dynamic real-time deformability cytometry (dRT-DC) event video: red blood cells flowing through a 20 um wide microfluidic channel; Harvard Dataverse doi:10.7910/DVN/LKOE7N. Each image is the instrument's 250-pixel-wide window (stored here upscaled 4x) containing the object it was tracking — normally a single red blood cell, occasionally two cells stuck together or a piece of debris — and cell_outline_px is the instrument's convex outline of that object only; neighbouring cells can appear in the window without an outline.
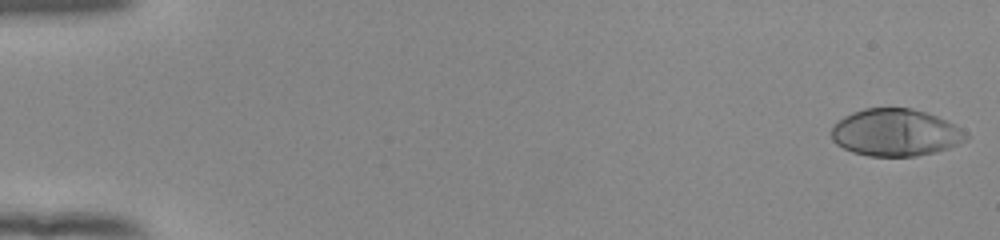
{"species": "human", "species_latin": "Homo sapiens", "temperature_condition": "room temperature", "stored_images_in_passage": 16, "camera_frame_rate_fps": 3000, "um_per_image_px": 0.085, "donor": {"sex": "female"}, "frame": {"image": 1, "passage_image": 1, "time_ms": 0.0, "image_size_px": [1000, 240], "cell_outline_px": [[968, 140], [948, 148], [936, 152], [916, 156], [868, 156], [852, 152], [836, 144], [832, 140], [832, 128], [844, 116], [852, 112], [864, 108], [912, 108], [928, 112], [968, 132]], "centroid_in_image_um": [76.13, 11.27], "position_along_channel_um": 8.9, "area_um2": 37.05}}
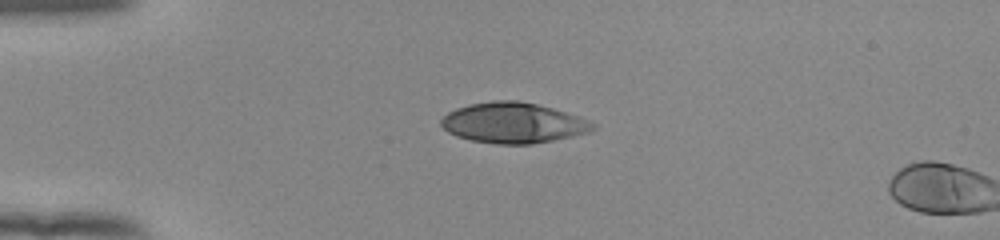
{"frame": {"image": 2, "passage_image": 14, "time_ms": 4.333, "image_size_px": [1000, 240], "cell_outline_px": [[596, 128], [588, 132], [572, 136], [532, 144], [496, 144], [472, 140], [456, 136], [448, 132], [440, 124], [440, 120], [448, 112], [456, 108], [468, 104], [492, 100], [516, 100], [536, 104], [552, 108], [588, 120], [596, 124]], "centroid_in_image_um": [43.59, 10.44], "position_along_channel_um": 41.4, "area_um2": 35.66}}